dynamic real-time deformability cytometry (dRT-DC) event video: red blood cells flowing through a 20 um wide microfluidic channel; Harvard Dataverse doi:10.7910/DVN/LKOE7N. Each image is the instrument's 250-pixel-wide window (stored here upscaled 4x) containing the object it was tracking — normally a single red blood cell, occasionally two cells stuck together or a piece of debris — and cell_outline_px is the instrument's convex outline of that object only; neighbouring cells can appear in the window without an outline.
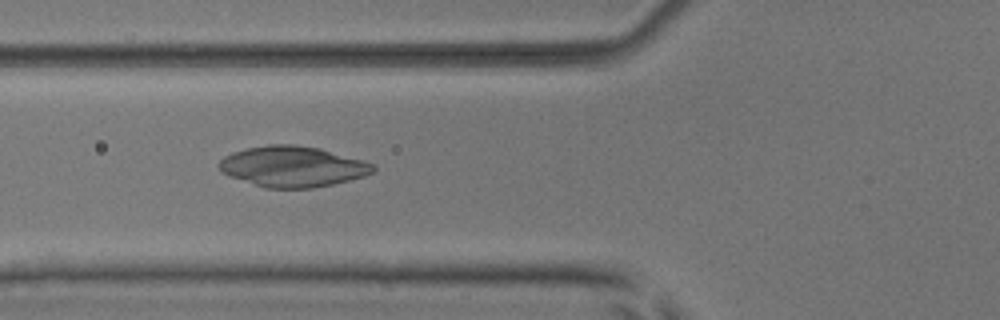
{"species": "common noctule bat (a hibernating species)", "species_latin": "Nyctalus noctula", "temperature_condition": "room temperature", "stored_images_in_passage": 45, "camera_frame_rate_fps": 3000, "um_per_image_px": 0.085, "animal": {"sex": "male", "body_mass_g": 17.9, "forearm_length_mm": 54.2}, "frame": {"image": 1, "passage_image": 20, "time_ms": 6.333, "image_size_px": [1000, 320], "cell_outline_px": [[376, 168], [372, 172], [364, 176], [332, 184], [312, 188], [264, 188], [228, 176], [220, 172], [216, 164], [224, 156], [232, 152], [248, 148], [268, 144], [296, 144], [320, 148], [364, 160], [372, 164]], "centroid_in_image_um": [24.82, 14.15], "position_along_channel_um": 101.0, "area_um2": 36.76}}
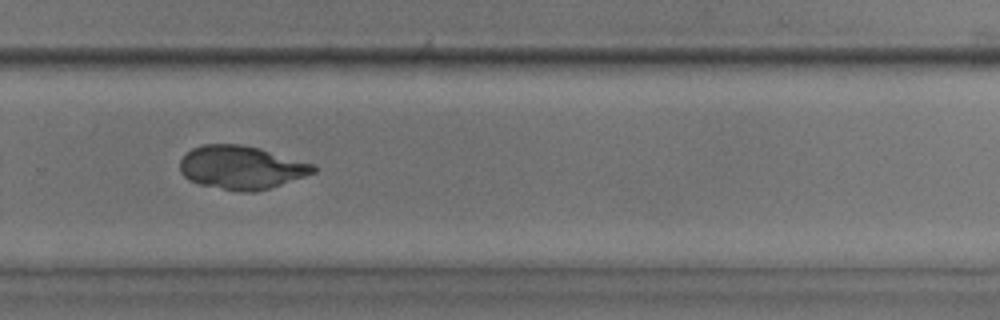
{"frame": {"image": 2, "passage_image": 36, "time_ms": 11.667, "image_size_px": [1000, 320], "cell_outline_px": [[316, 172], [256, 192], [240, 192], [200, 184], [188, 180], [180, 172], [180, 160], [192, 148], [204, 144], [240, 144], [260, 148], [316, 164]], "centroid_in_image_um": [20.52, 14.23], "position_along_channel_um": 309.3, "area_um2": 33.7}}
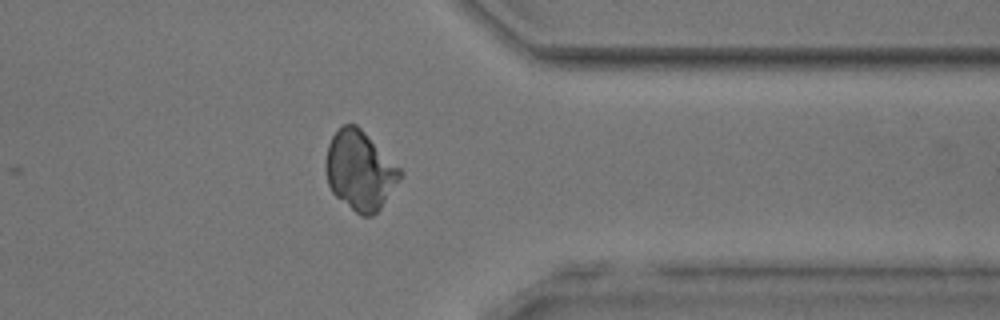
{"frame": {"image": 3, "passage_image": 42, "time_ms": 13.667, "image_size_px": [1000, 320], "cell_outline_px": [[404, 172], [380, 208], [372, 216], [360, 216], [336, 196], [332, 192], [328, 184], [324, 168], [324, 164], [328, 144], [332, 136], [344, 124], [356, 124]], "centroid_in_image_um": [30.56, 14.5], "position_along_channel_um": 380.8, "area_um2": 33.93}}